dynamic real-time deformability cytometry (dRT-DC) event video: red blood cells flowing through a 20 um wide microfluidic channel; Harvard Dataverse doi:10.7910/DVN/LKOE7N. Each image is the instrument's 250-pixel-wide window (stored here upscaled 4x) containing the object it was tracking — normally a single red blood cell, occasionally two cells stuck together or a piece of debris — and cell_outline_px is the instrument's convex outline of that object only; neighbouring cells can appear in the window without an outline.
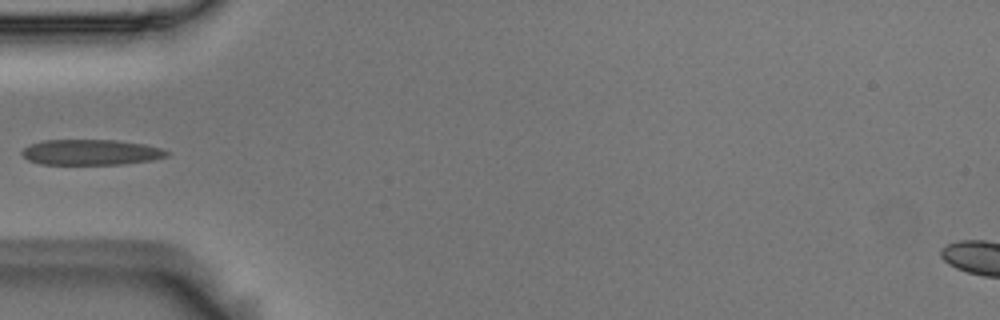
{"species": "Egyptian fruit bat (a non-hibernating species)", "species_latin": "Rousettus aegyptiacus", "temperature_condition": "room temperature", "stored_images_in_passage": 37, "camera_frame_rate_fps": 3000, "um_per_image_px": 0.085, "animal": {"sex": "male"}, "frame": {"image": 1, "passage_image": 1, "time_ms": 0.0, "image_size_px": [1000, 320], "cell_outline_px": [[172, 152], [168, 156], [152, 160], [124, 164], [40, 164], [28, 160], [20, 152], [24, 148], [32, 144], [44, 140], [112, 140], [144, 144], [160, 148]], "centroid_in_image_um": [7.75, 12.94], "position_along_channel_um": 77.2, "area_um2": 21.5}}
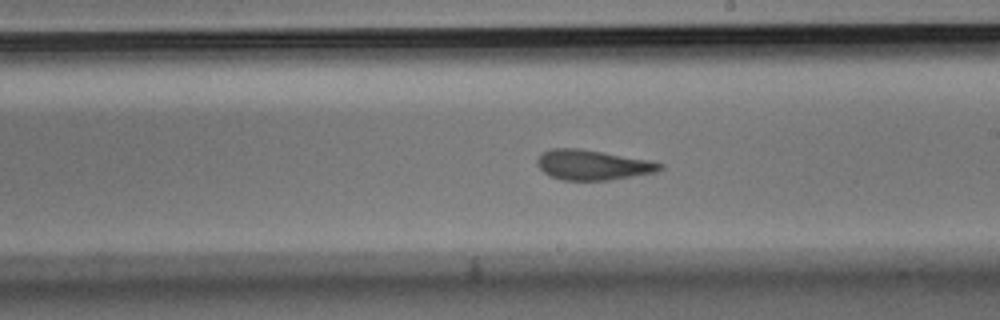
{"frame": {"image": 2, "passage_image": 14, "time_ms": 4.333, "image_size_px": [1000, 320], "cell_outline_px": [[664, 168], [656, 172], [608, 180], [560, 180], [544, 172], [536, 164], [536, 160], [544, 152], [552, 148], [580, 148], [652, 160], [664, 164]], "centroid_in_image_um": [50.41, 14.01], "position_along_channel_um": 238.6, "area_um2": 21.56}}
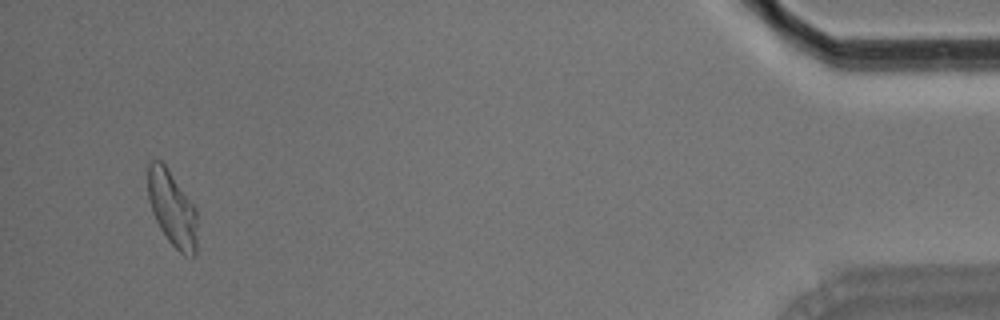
{"frame": {"image": 3, "passage_image": 35, "time_ms": 11.333, "image_size_px": [1000, 320], "cell_outline_px": [[196, 256], [184, 256], [168, 240], [160, 228], [152, 212], [148, 196], [148, 164], [152, 160], [160, 160], [164, 164], [196, 208]], "centroid_in_image_um": [14.63, 17.75], "position_along_channel_um": 420.6, "area_um2": 21.39}}